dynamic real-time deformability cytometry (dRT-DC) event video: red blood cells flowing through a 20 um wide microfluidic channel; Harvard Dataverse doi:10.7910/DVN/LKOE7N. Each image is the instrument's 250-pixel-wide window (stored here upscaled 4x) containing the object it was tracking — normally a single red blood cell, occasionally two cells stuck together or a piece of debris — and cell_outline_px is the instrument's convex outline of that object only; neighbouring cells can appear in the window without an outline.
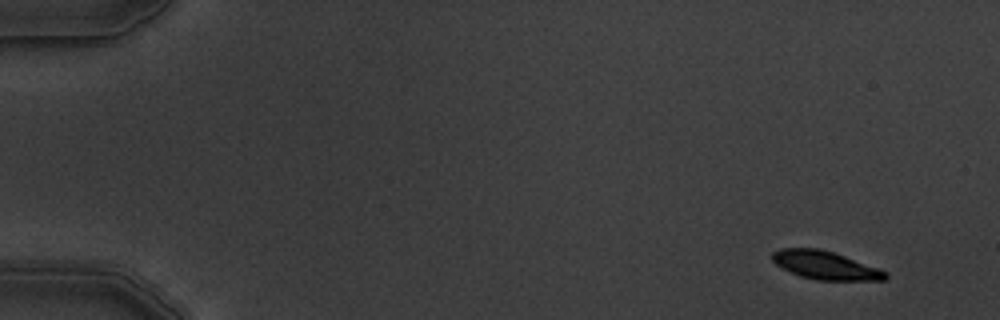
{"species": "common noctule bat (a hibernating species)", "species_latin": "Nyctalus noctula", "temperature_condition": "warm", "stored_images_in_passage": 5, "camera_frame_rate_fps": 3000, "um_per_image_px": 0.085, "animal": {"sex": "male", "body_mass_g": 19.5, "forearm_length_mm": 54.6}, "frame": {"image": 1, "passage_image": 1, "time_ms": 0.0, "image_size_px": [1000, 320], "cell_outline_px": [[888, 276], [884, 280], [816, 280], [800, 276], [780, 268], [772, 260], [772, 252], [780, 248], [820, 248], [880, 268], [888, 272]], "centroid_in_image_um": [70.13, 22.55], "position_along_channel_um": 14.9, "area_um2": 18.73}}
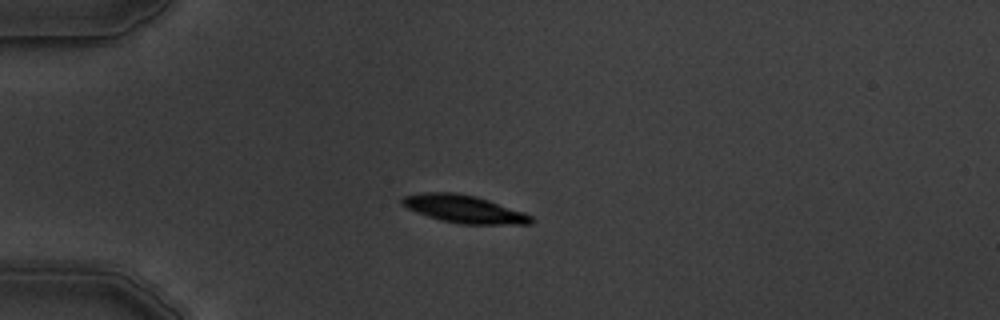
{"frame": {"image": 2, "passage_image": 4, "time_ms": 3.667, "image_size_px": [1000, 320], "cell_outline_px": [[536, 220], [532, 224], [464, 224], [444, 220], [428, 216], [416, 212], [408, 208], [400, 200], [404, 196], [420, 192], [456, 192], [476, 196], [524, 212], [532, 216]], "centroid_in_image_um": [39.48, 17.76], "position_along_channel_um": 45.5, "area_um2": 20.69}}